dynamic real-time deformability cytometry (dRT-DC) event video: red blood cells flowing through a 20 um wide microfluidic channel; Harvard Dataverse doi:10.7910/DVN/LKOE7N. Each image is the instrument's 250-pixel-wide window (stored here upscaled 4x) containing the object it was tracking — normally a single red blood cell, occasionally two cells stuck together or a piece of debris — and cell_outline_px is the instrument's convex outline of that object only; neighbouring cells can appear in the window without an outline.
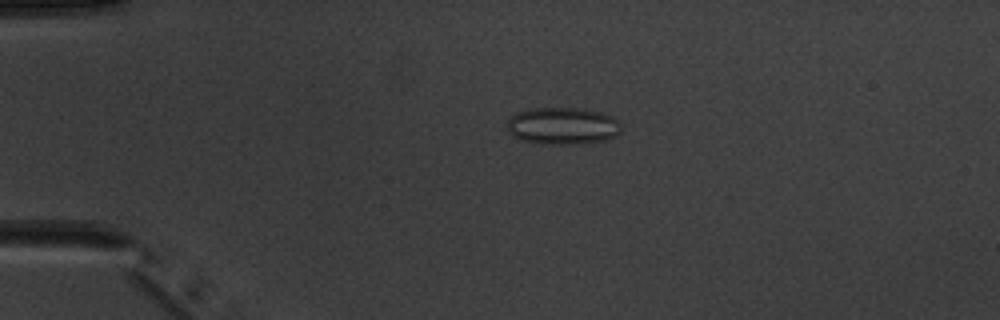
{"species": "common noctule bat (a hibernating species)", "species_latin": "Nyctalus noctula", "temperature_condition": "warm", "stored_images_in_passage": 6, "camera_frame_rate_fps": 3000, "um_per_image_px": 0.085, "animal": {"sex": "male", "body_mass_g": 20.1, "forearm_length_mm": 53.5}, "frame": {"image": 1, "passage_image": 4, "time_ms": 4.0, "image_size_px": [1000, 320], "cell_outline_px": [[620, 132], [616, 136], [604, 140], [584, 144], [536, 144], [520, 140], [512, 136], [508, 132], [508, 120], [516, 112], [528, 108], [584, 108], [600, 112], [612, 116], [620, 124]], "centroid_in_image_um": [47.8, 10.71], "position_along_channel_um": 37.2, "area_um2": 25.09}}
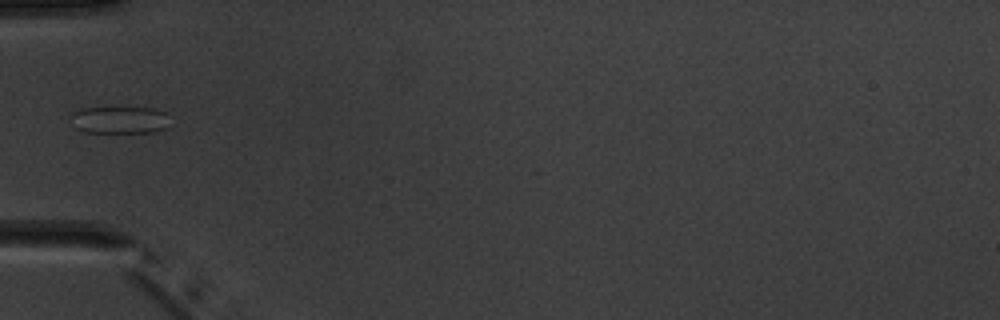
{"frame": {"image": 2, "passage_image": 5, "time_ms": 6.0, "image_size_px": [1000, 320], "cell_outline_px": [[168, 128], [156, 132], [84, 132], [76, 128], [72, 116], [72, 112], [80, 108], [156, 108], [168, 112]], "centroid_in_image_um": [10.24, 10.19], "position_along_channel_um": 74.8, "area_um2": 15.78}}
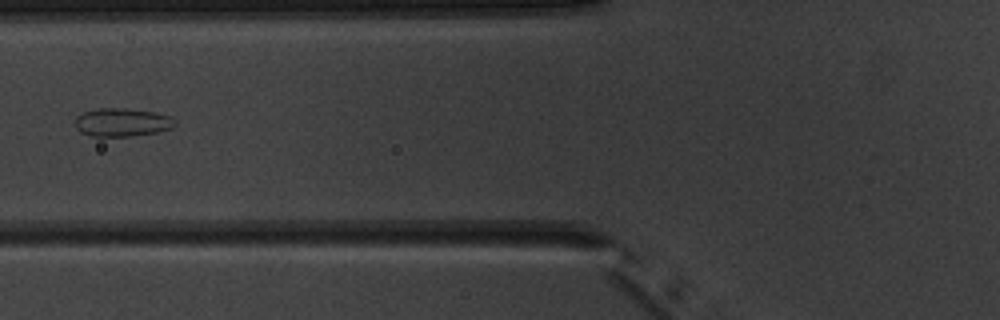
{"frame": {"image": 3, "passage_image": 6, "time_ms": 7.0, "image_size_px": [1000, 320], "cell_outline_px": [[176, 124], [172, 128], [156, 132], [128, 136], [92, 136], [80, 132], [76, 128], [76, 116], [84, 112], [96, 108], [124, 108], [156, 112], [172, 116], [176, 120]], "centroid_in_image_um": [10.4, 10.38], "position_along_channel_um": 115.4, "area_um2": 16.53}}